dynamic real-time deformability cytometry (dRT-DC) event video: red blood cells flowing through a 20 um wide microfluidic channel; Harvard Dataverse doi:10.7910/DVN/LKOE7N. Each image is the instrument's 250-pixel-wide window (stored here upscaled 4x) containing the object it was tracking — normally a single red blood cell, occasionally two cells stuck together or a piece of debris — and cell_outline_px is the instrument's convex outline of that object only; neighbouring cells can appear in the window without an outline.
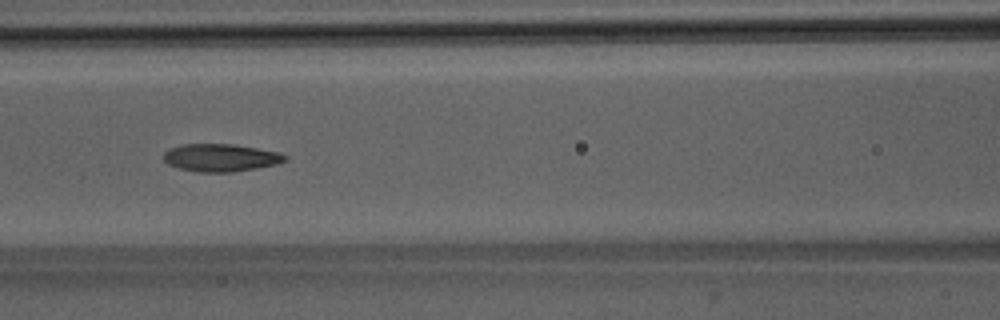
{"species": "Egyptian fruit bat (a non-hibernating species)", "species_latin": "Rousettus aegyptiacus", "temperature_condition": "room temperature", "stored_images_in_passage": 50, "camera_frame_rate_fps": 3000, "um_per_image_px": 0.085, "animal": {"sex": "male"}, "frame": {"image": 1, "passage_image": 22, "time_ms": 7.0, "image_size_px": [1000, 320], "cell_outline_px": [[288, 160], [276, 164], [256, 168], [232, 172], [196, 172], [176, 168], [168, 164], [164, 160], [164, 152], [180, 144], [232, 144], [280, 152], [288, 156]], "centroid_in_image_um": [18.76, 13.41], "position_along_channel_um": 147.8, "area_um2": 19.65}}
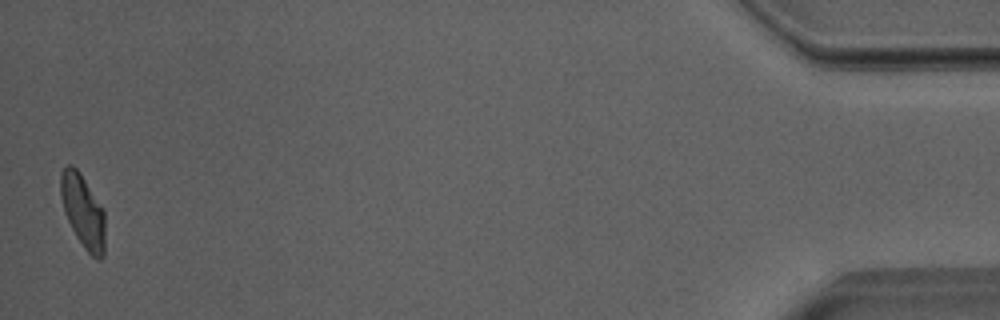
{"frame": {"image": 2, "passage_image": 50, "time_ms": 16.333, "image_size_px": [1000, 320], "cell_outline_px": [[104, 256], [100, 260], [96, 260], [84, 248], [76, 236], [64, 212], [60, 196], [60, 172], [68, 164], [72, 164], [80, 172], [104, 208]], "centroid_in_image_um": [7.05, 17.93], "position_along_channel_um": 428.1, "area_um2": 19.19}, "authors_computed_cell_mechanics": {"area_um2": 19.7098, "velocity_mm_per_s": 3.9972, "shape_relaxation_time_tau1_ms": 4.2321, "shape_relaxation_time_tau2_ms": 1.9314, "deformation_change_tau1": 0.1561, "deformation_change_tau2": 0.0934}}